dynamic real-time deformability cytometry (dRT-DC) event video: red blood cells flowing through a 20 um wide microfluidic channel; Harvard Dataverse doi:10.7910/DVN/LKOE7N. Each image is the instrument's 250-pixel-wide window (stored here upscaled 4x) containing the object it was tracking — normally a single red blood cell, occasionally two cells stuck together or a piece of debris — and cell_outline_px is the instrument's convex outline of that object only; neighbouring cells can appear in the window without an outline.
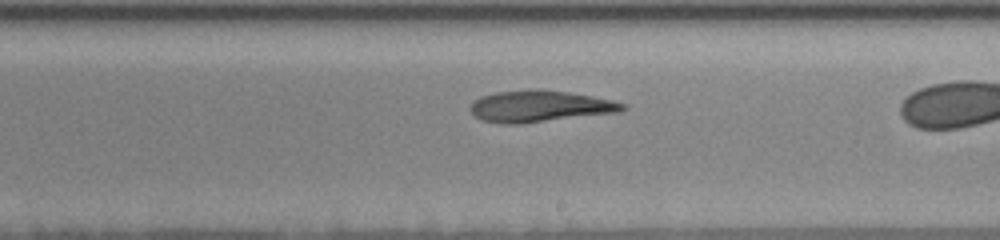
{"species": "human", "species_latin": "Homo sapiens", "temperature_condition": "room temperature", "stored_images_in_passage": 20, "camera_frame_rate_fps": 3000, "um_per_image_px": 0.085, "donor": {"sex": "female"}, "frame": {"image": 1, "passage_image": 12, "time_ms": 6.333, "image_size_px": [1000, 240], "cell_outline_px": [[628, 108], [620, 112], [520, 124], [500, 124], [480, 120], [468, 108], [480, 96], [496, 92], [568, 92], [592, 96], [612, 100], [628, 104]], "centroid_in_image_um": [45.92, 9.08], "position_along_channel_um": 243.1, "area_um2": 27.22}}